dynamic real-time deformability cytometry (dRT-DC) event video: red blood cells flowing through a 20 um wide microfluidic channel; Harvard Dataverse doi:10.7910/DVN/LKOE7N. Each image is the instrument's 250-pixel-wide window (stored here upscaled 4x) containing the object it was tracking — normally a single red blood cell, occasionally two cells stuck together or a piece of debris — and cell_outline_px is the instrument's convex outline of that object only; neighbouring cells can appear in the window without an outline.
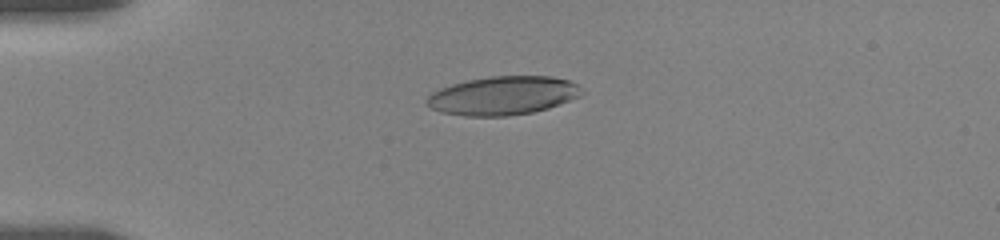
{"species": "human", "species_latin": "Homo sapiens", "temperature_condition": "room temperature", "stored_images_in_passage": 8, "camera_frame_rate_fps": 3000, "um_per_image_px": 0.085, "donor": {"sex": "female"}, "frame": {"image": 1, "passage_image": 1, "time_ms": 0.0, "image_size_px": [1000, 240], "cell_outline_px": [[584, 92], [580, 96], [548, 108], [532, 112], [508, 116], [464, 116], [440, 112], [432, 108], [424, 100], [432, 92], [440, 88], [452, 84], [468, 80], [492, 76], [552, 76], [568, 80], [580, 84]], "centroid_in_image_um": [42.77, 8.12], "position_along_channel_um": 42.2, "area_um2": 34.97}}
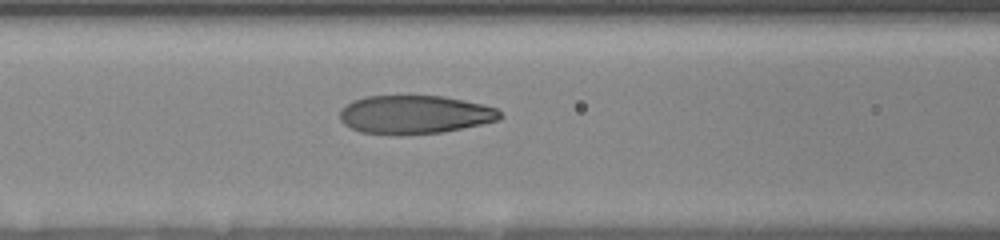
{"frame": {"image": 2, "passage_image": 6, "time_ms": 3.333, "image_size_px": [1000, 240], "cell_outline_px": [[504, 116], [500, 120], [444, 132], [396, 136], [360, 132], [344, 124], [340, 120], [340, 112], [352, 100], [368, 96], [444, 96], [480, 104], [496, 108]], "centroid_in_image_um": [35.25, 9.76], "position_along_channel_um": 131.3, "area_um2": 36.07}}
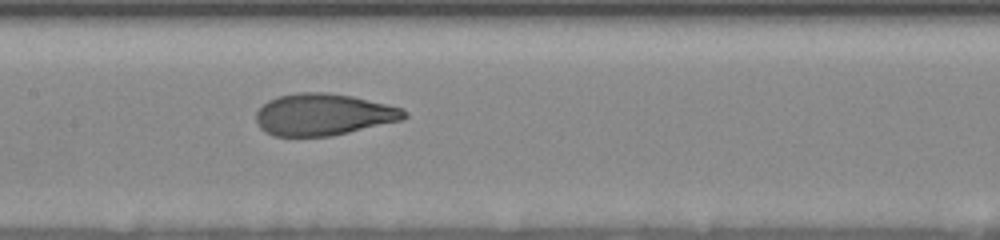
{"frame": {"image": 3, "passage_image": 8, "time_ms": 4.667, "image_size_px": [1000, 240], "cell_outline_px": [[408, 116], [404, 120], [332, 136], [272, 136], [264, 132], [256, 124], [256, 112], [268, 100], [280, 96], [300, 92], [328, 92], [352, 96], [404, 108], [408, 112]], "centroid_in_image_um": [27.51, 9.74], "position_along_channel_um": 179.9, "area_um2": 36.41}}